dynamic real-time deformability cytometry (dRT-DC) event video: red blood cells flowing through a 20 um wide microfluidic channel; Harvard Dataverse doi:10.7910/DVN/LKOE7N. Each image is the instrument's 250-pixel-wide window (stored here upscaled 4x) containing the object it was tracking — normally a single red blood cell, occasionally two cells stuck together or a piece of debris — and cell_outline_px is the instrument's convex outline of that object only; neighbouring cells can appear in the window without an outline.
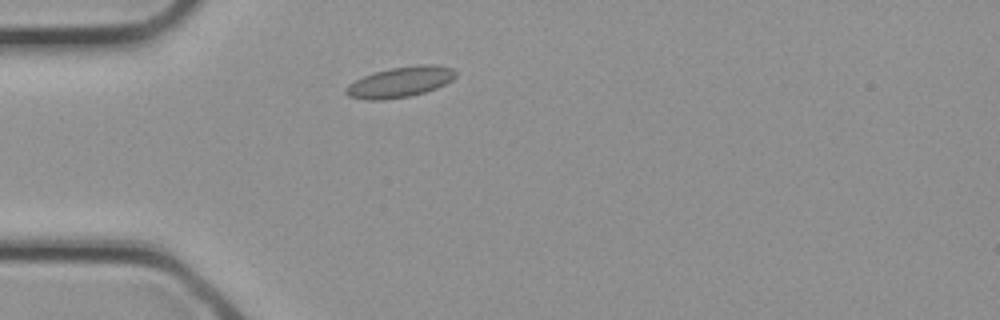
{"species": "common noctule bat (a hibernating species)", "species_latin": "Nyctalus noctula", "temperature_condition": "cold", "stored_images_in_passage": 27, "camera_frame_rate_fps": 3000, "um_per_image_px": 0.085, "animal": {"sex": "female", "body_mass_g": 21.9}, "frame": {"image": 1, "passage_image": 4, "time_ms": 1.0, "image_size_px": [1000, 320], "cell_outline_px": [[456, 76], [452, 80], [436, 88], [424, 92], [408, 96], [384, 100], [364, 100], [348, 96], [344, 92], [344, 88], [348, 84], [372, 72], [392, 68], [420, 64], [436, 64], [452, 68], [456, 72]], "centroid_in_image_um": [33.99, 6.97], "position_along_channel_um": 51.0, "area_um2": 19.59}}
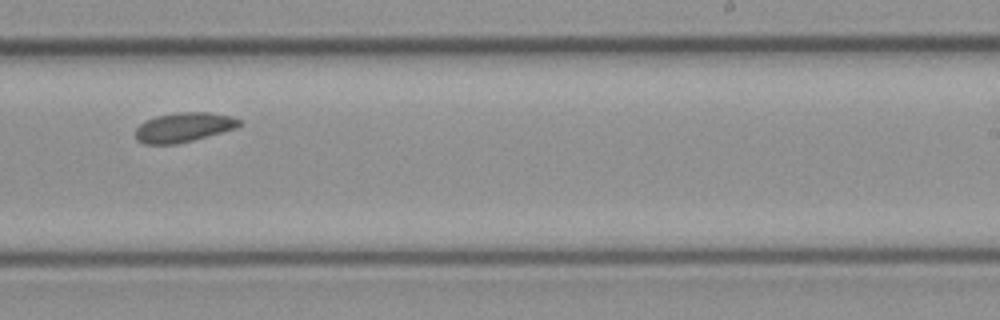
{"frame": {"image": 2, "passage_image": 15, "time_ms": 4.667, "image_size_px": [1000, 320], "cell_outline_px": [[244, 124], [236, 128], [192, 140], [176, 144], [144, 144], [136, 140], [136, 128], [140, 124], [156, 116], [176, 112], [212, 112], [232, 116], [240, 120]], "centroid_in_image_um": [15.64, 10.81], "position_along_channel_um": 273.4, "area_um2": 17.86}}
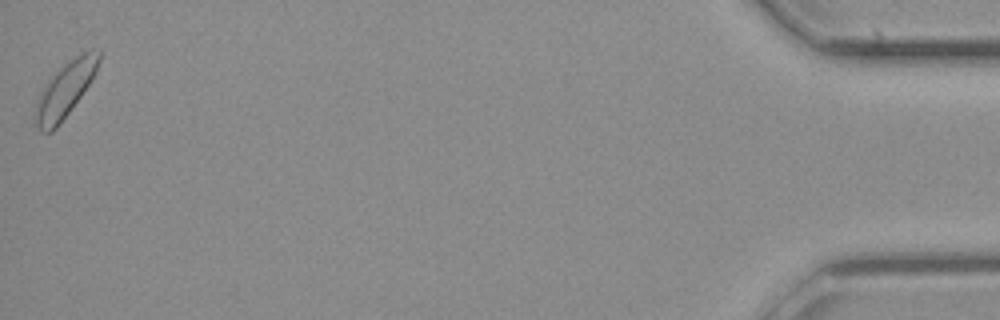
{"frame": {"image": 3, "passage_image": 27, "time_ms": 8.667, "image_size_px": [1000, 320], "cell_outline_px": [[100, 60], [96, 72], [92, 80], [56, 128], [52, 132], [40, 132], [32, 124], [32, 116], [40, 92], [52, 76], [64, 64], [80, 52], [88, 48], [100, 48]], "centroid_in_image_um": [5.51, 7.62], "position_along_channel_um": 429.7, "area_um2": 20.63}}